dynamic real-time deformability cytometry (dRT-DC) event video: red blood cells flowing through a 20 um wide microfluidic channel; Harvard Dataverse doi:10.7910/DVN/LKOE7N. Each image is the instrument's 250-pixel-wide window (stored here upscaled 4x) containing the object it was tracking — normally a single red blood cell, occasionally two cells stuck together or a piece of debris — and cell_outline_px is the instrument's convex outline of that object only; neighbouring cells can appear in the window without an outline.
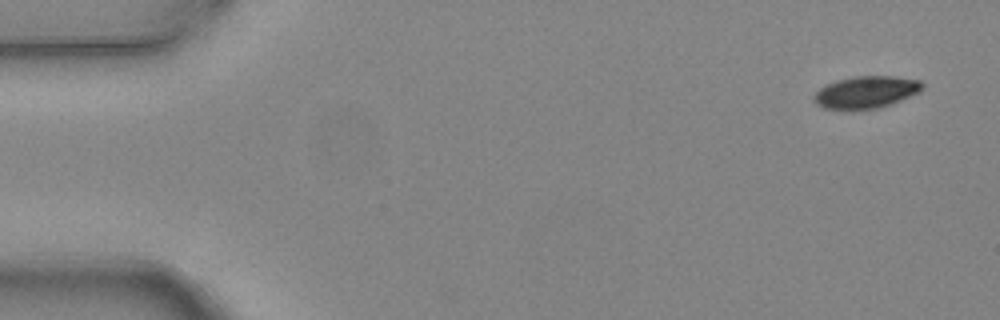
{"species": "common noctule bat (a hibernating species)", "species_latin": "Nyctalus noctula", "temperature_condition": "warm", "stored_images_in_passage": 7, "camera_frame_rate_fps": 3000, "um_per_image_px": 0.085, "animal": {"sex": "female", "body_mass_g": 24.6, "forearm_length_mm": 56.2}, "frame": {"image": 1, "passage_image": 1, "time_ms": 0.0, "image_size_px": [1000, 320], "cell_outline_px": [[924, 88], [920, 92], [880, 108], [824, 108], [816, 104], [812, 100], [812, 96], [820, 88], [828, 84], [852, 76], [896, 76], [920, 80], [924, 84]], "centroid_in_image_um": [73.65, 7.81], "position_along_channel_um": 11.4, "area_um2": 20.06}}
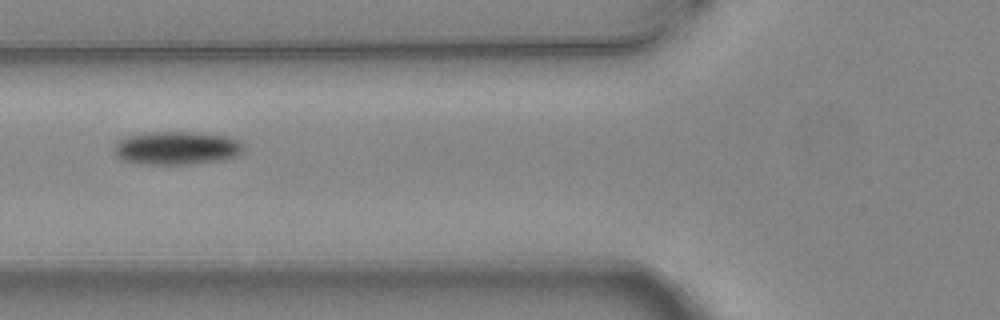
{"frame": {"image": 2, "passage_image": 6, "time_ms": 1.667, "image_size_px": [1000, 320], "cell_outline_px": [[244, 152], [236, 156], [224, 160], [192, 164], [140, 164], [124, 160], [116, 156], [112, 152], [112, 148], [120, 140], [128, 136], [148, 132], [196, 132], [224, 136], [240, 140], [244, 148]], "centroid_in_image_um": [15.03, 12.59], "position_along_channel_um": 110.8, "area_um2": 25.32}}
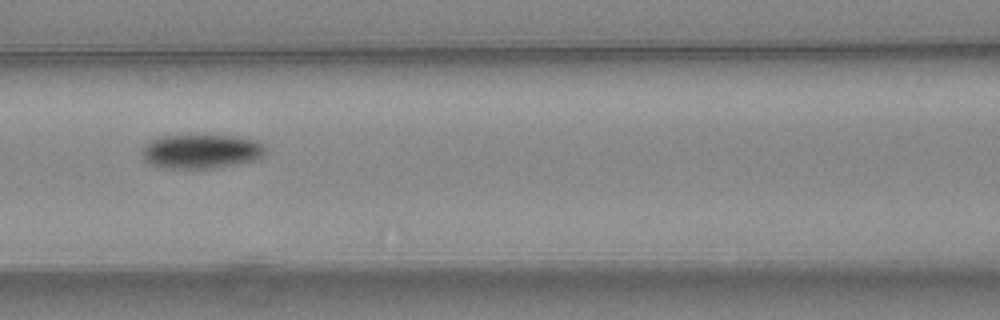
{"frame": {"image": 3, "passage_image": 7, "time_ms": 2.0, "image_size_px": [1000, 320], "cell_outline_px": [[264, 156], [252, 160], [212, 168], [164, 168], [152, 164], [144, 160], [140, 152], [144, 144], [152, 140], [164, 136], [236, 136], [260, 140], [264, 144]], "centroid_in_image_um": [17.09, 12.86], "position_along_channel_um": 149.5, "area_um2": 24.39}}